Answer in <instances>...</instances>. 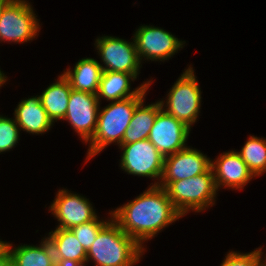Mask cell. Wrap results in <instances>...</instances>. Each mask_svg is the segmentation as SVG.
I'll return each mask as SVG.
<instances>
[{
    "instance_id": "cell-1",
    "label": "cell",
    "mask_w": 266,
    "mask_h": 266,
    "mask_svg": "<svg viewBox=\"0 0 266 266\" xmlns=\"http://www.w3.org/2000/svg\"><path fill=\"white\" fill-rule=\"evenodd\" d=\"M111 212L112 219L142 248L145 241L183 217L168 198L165 188L159 185H151Z\"/></svg>"
},
{
    "instance_id": "cell-2",
    "label": "cell",
    "mask_w": 266,
    "mask_h": 266,
    "mask_svg": "<svg viewBox=\"0 0 266 266\" xmlns=\"http://www.w3.org/2000/svg\"><path fill=\"white\" fill-rule=\"evenodd\" d=\"M145 250L111 219L87 251L86 263L91 260L95 266H135Z\"/></svg>"
},
{
    "instance_id": "cell-3",
    "label": "cell",
    "mask_w": 266,
    "mask_h": 266,
    "mask_svg": "<svg viewBox=\"0 0 266 266\" xmlns=\"http://www.w3.org/2000/svg\"><path fill=\"white\" fill-rule=\"evenodd\" d=\"M148 89L149 87H145L137 96L110 102L101 110L99 109L95 133L87 142L89 144L87 161L111 143L118 146L122 143L136 106L145 98Z\"/></svg>"
},
{
    "instance_id": "cell-4",
    "label": "cell",
    "mask_w": 266,
    "mask_h": 266,
    "mask_svg": "<svg viewBox=\"0 0 266 266\" xmlns=\"http://www.w3.org/2000/svg\"><path fill=\"white\" fill-rule=\"evenodd\" d=\"M164 188L173 206L182 216L192 210L202 212L214 206L218 192L211 167L200 175L171 181Z\"/></svg>"
},
{
    "instance_id": "cell-5",
    "label": "cell",
    "mask_w": 266,
    "mask_h": 266,
    "mask_svg": "<svg viewBox=\"0 0 266 266\" xmlns=\"http://www.w3.org/2000/svg\"><path fill=\"white\" fill-rule=\"evenodd\" d=\"M194 72L193 67L188 66L170 88L166 101L159 100L164 111L190 129L199 118L202 101L201 88Z\"/></svg>"
},
{
    "instance_id": "cell-6",
    "label": "cell",
    "mask_w": 266,
    "mask_h": 266,
    "mask_svg": "<svg viewBox=\"0 0 266 266\" xmlns=\"http://www.w3.org/2000/svg\"><path fill=\"white\" fill-rule=\"evenodd\" d=\"M33 7L27 0H12L0 17V42L24 43L35 39L40 31Z\"/></svg>"
},
{
    "instance_id": "cell-7",
    "label": "cell",
    "mask_w": 266,
    "mask_h": 266,
    "mask_svg": "<svg viewBox=\"0 0 266 266\" xmlns=\"http://www.w3.org/2000/svg\"><path fill=\"white\" fill-rule=\"evenodd\" d=\"M120 166L122 171L135 176L153 178L152 186L159 185L164 169V156L148 140H140L130 144H120Z\"/></svg>"
},
{
    "instance_id": "cell-8",
    "label": "cell",
    "mask_w": 266,
    "mask_h": 266,
    "mask_svg": "<svg viewBox=\"0 0 266 266\" xmlns=\"http://www.w3.org/2000/svg\"><path fill=\"white\" fill-rule=\"evenodd\" d=\"M125 39L114 36H101L95 40V47L102 59L103 71H114L133 74L136 78L142 67L135 47L134 39Z\"/></svg>"
},
{
    "instance_id": "cell-9",
    "label": "cell",
    "mask_w": 266,
    "mask_h": 266,
    "mask_svg": "<svg viewBox=\"0 0 266 266\" xmlns=\"http://www.w3.org/2000/svg\"><path fill=\"white\" fill-rule=\"evenodd\" d=\"M138 56L142 61H166L185 46L172 33L160 27L142 25L133 34ZM144 59V60H143Z\"/></svg>"
},
{
    "instance_id": "cell-10",
    "label": "cell",
    "mask_w": 266,
    "mask_h": 266,
    "mask_svg": "<svg viewBox=\"0 0 266 266\" xmlns=\"http://www.w3.org/2000/svg\"><path fill=\"white\" fill-rule=\"evenodd\" d=\"M99 109L101 108L97 94L71 90L63 120L71 124L86 145L95 133Z\"/></svg>"
},
{
    "instance_id": "cell-11",
    "label": "cell",
    "mask_w": 266,
    "mask_h": 266,
    "mask_svg": "<svg viewBox=\"0 0 266 266\" xmlns=\"http://www.w3.org/2000/svg\"><path fill=\"white\" fill-rule=\"evenodd\" d=\"M191 129L168 114L162 108L158 111L148 140L164 156H170L187 147Z\"/></svg>"
},
{
    "instance_id": "cell-12",
    "label": "cell",
    "mask_w": 266,
    "mask_h": 266,
    "mask_svg": "<svg viewBox=\"0 0 266 266\" xmlns=\"http://www.w3.org/2000/svg\"><path fill=\"white\" fill-rule=\"evenodd\" d=\"M49 211L58 220L56 228L71 229L93 220L97 213L89 199L68 189H59Z\"/></svg>"
},
{
    "instance_id": "cell-13",
    "label": "cell",
    "mask_w": 266,
    "mask_h": 266,
    "mask_svg": "<svg viewBox=\"0 0 266 266\" xmlns=\"http://www.w3.org/2000/svg\"><path fill=\"white\" fill-rule=\"evenodd\" d=\"M211 160L196 148H186L164 158V169L160 187L171 181L188 179L205 173L211 167Z\"/></svg>"
},
{
    "instance_id": "cell-14",
    "label": "cell",
    "mask_w": 266,
    "mask_h": 266,
    "mask_svg": "<svg viewBox=\"0 0 266 266\" xmlns=\"http://www.w3.org/2000/svg\"><path fill=\"white\" fill-rule=\"evenodd\" d=\"M217 191L221 187L241 190L255 177L236 150L223 152L211 160Z\"/></svg>"
},
{
    "instance_id": "cell-15",
    "label": "cell",
    "mask_w": 266,
    "mask_h": 266,
    "mask_svg": "<svg viewBox=\"0 0 266 266\" xmlns=\"http://www.w3.org/2000/svg\"><path fill=\"white\" fill-rule=\"evenodd\" d=\"M136 79L133 74L129 73L103 71L97 92L98 102L100 103L102 98L114 102L137 96L145 87H150L153 81H145L131 90V81Z\"/></svg>"
},
{
    "instance_id": "cell-16",
    "label": "cell",
    "mask_w": 266,
    "mask_h": 266,
    "mask_svg": "<svg viewBox=\"0 0 266 266\" xmlns=\"http://www.w3.org/2000/svg\"><path fill=\"white\" fill-rule=\"evenodd\" d=\"M14 118L21 130L30 134H43L54 125L42 107L39 95L22 99L14 110Z\"/></svg>"
},
{
    "instance_id": "cell-17",
    "label": "cell",
    "mask_w": 266,
    "mask_h": 266,
    "mask_svg": "<svg viewBox=\"0 0 266 266\" xmlns=\"http://www.w3.org/2000/svg\"><path fill=\"white\" fill-rule=\"evenodd\" d=\"M103 69L101 63L94 58H82L73 70L69 67L62 73L76 91L97 94Z\"/></svg>"
},
{
    "instance_id": "cell-18",
    "label": "cell",
    "mask_w": 266,
    "mask_h": 266,
    "mask_svg": "<svg viewBox=\"0 0 266 266\" xmlns=\"http://www.w3.org/2000/svg\"><path fill=\"white\" fill-rule=\"evenodd\" d=\"M12 243L7 242L6 248L15 266H56L54 252L50 242L44 237L40 244L18 245L12 248Z\"/></svg>"
},
{
    "instance_id": "cell-19",
    "label": "cell",
    "mask_w": 266,
    "mask_h": 266,
    "mask_svg": "<svg viewBox=\"0 0 266 266\" xmlns=\"http://www.w3.org/2000/svg\"><path fill=\"white\" fill-rule=\"evenodd\" d=\"M71 90L69 80L60 74L58 79L39 95L42 107L53 123L64 119Z\"/></svg>"
},
{
    "instance_id": "cell-20",
    "label": "cell",
    "mask_w": 266,
    "mask_h": 266,
    "mask_svg": "<svg viewBox=\"0 0 266 266\" xmlns=\"http://www.w3.org/2000/svg\"><path fill=\"white\" fill-rule=\"evenodd\" d=\"M145 98L136 106L129 127L126 129L121 144H130L148 139L158 111L161 109L159 100L148 105Z\"/></svg>"
},
{
    "instance_id": "cell-21",
    "label": "cell",
    "mask_w": 266,
    "mask_h": 266,
    "mask_svg": "<svg viewBox=\"0 0 266 266\" xmlns=\"http://www.w3.org/2000/svg\"><path fill=\"white\" fill-rule=\"evenodd\" d=\"M55 260H76L86 262L87 252L70 229L56 228L48 233Z\"/></svg>"
},
{
    "instance_id": "cell-22",
    "label": "cell",
    "mask_w": 266,
    "mask_h": 266,
    "mask_svg": "<svg viewBox=\"0 0 266 266\" xmlns=\"http://www.w3.org/2000/svg\"><path fill=\"white\" fill-rule=\"evenodd\" d=\"M240 151H236L255 177L266 172V138L250 135Z\"/></svg>"
},
{
    "instance_id": "cell-23",
    "label": "cell",
    "mask_w": 266,
    "mask_h": 266,
    "mask_svg": "<svg viewBox=\"0 0 266 266\" xmlns=\"http://www.w3.org/2000/svg\"><path fill=\"white\" fill-rule=\"evenodd\" d=\"M108 214H110L108 220H100V217L96 216L93 220L74 226L70 229L86 252L95 242L99 231L112 219V212L110 211Z\"/></svg>"
},
{
    "instance_id": "cell-24",
    "label": "cell",
    "mask_w": 266,
    "mask_h": 266,
    "mask_svg": "<svg viewBox=\"0 0 266 266\" xmlns=\"http://www.w3.org/2000/svg\"><path fill=\"white\" fill-rule=\"evenodd\" d=\"M20 127L15 118L0 115V153L8 152L17 145L20 136Z\"/></svg>"
},
{
    "instance_id": "cell-25",
    "label": "cell",
    "mask_w": 266,
    "mask_h": 266,
    "mask_svg": "<svg viewBox=\"0 0 266 266\" xmlns=\"http://www.w3.org/2000/svg\"><path fill=\"white\" fill-rule=\"evenodd\" d=\"M262 250V246L245 254L231 250L226 254L220 266H266Z\"/></svg>"
},
{
    "instance_id": "cell-26",
    "label": "cell",
    "mask_w": 266,
    "mask_h": 266,
    "mask_svg": "<svg viewBox=\"0 0 266 266\" xmlns=\"http://www.w3.org/2000/svg\"><path fill=\"white\" fill-rule=\"evenodd\" d=\"M56 266H86V262H77L76 260H56Z\"/></svg>"
},
{
    "instance_id": "cell-27",
    "label": "cell",
    "mask_w": 266,
    "mask_h": 266,
    "mask_svg": "<svg viewBox=\"0 0 266 266\" xmlns=\"http://www.w3.org/2000/svg\"><path fill=\"white\" fill-rule=\"evenodd\" d=\"M11 263V257L7 248L0 253V266H8Z\"/></svg>"
},
{
    "instance_id": "cell-28",
    "label": "cell",
    "mask_w": 266,
    "mask_h": 266,
    "mask_svg": "<svg viewBox=\"0 0 266 266\" xmlns=\"http://www.w3.org/2000/svg\"><path fill=\"white\" fill-rule=\"evenodd\" d=\"M12 0H0V17L2 16V13L6 6L11 2Z\"/></svg>"
},
{
    "instance_id": "cell-29",
    "label": "cell",
    "mask_w": 266,
    "mask_h": 266,
    "mask_svg": "<svg viewBox=\"0 0 266 266\" xmlns=\"http://www.w3.org/2000/svg\"><path fill=\"white\" fill-rule=\"evenodd\" d=\"M7 242L0 239V253L6 248Z\"/></svg>"
},
{
    "instance_id": "cell-30",
    "label": "cell",
    "mask_w": 266,
    "mask_h": 266,
    "mask_svg": "<svg viewBox=\"0 0 266 266\" xmlns=\"http://www.w3.org/2000/svg\"><path fill=\"white\" fill-rule=\"evenodd\" d=\"M5 77H6L5 73H3V71H1L0 69V81H4Z\"/></svg>"
},
{
    "instance_id": "cell-31",
    "label": "cell",
    "mask_w": 266,
    "mask_h": 266,
    "mask_svg": "<svg viewBox=\"0 0 266 266\" xmlns=\"http://www.w3.org/2000/svg\"><path fill=\"white\" fill-rule=\"evenodd\" d=\"M5 82H7V76L5 77L4 81H0V85L6 84Z\"/></svg>"
},
{
    "instance_id": "cell-32",
    "label": "cell",
    "mask_w": 266,
    "mask_h": 266,
    "mask_svg": "<svg viewBox=\"0 0 266 266\" xmlns=\"http://www.w3.org/2000/svg\"><path fill=\"white\" fill-rule=\"evenodd\" d=\"M264 255H266V254H264ZM264 255H263V257H264V263L266 265V256H264Z\"/></svg>"
}]
</instances>
